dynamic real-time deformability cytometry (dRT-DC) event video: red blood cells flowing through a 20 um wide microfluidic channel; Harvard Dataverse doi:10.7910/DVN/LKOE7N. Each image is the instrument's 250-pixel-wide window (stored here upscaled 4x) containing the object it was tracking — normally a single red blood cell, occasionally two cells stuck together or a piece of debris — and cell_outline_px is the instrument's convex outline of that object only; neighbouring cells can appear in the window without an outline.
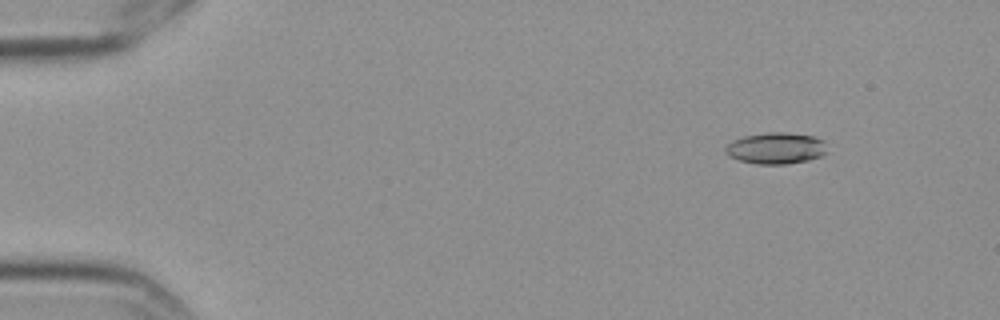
{"species": "Egyptian fruit bat (a non-hibernating species)", "species_latin": "Rousettus aegyptiacus", "temperature_condition": "cold", "stored_images_in_passage": 5, "camera_frame_rate_fps": 3000, "um_per_image_px": 0.085, "frame": {"image": 1, "passage_image": 2, "time_ms": 0.333, "image_size_px": [1000, 320], "cell_outline_px": [[828, 152], [820, 156], [808, 160], [784, 164], [756, 164], [740, 160], [728, 156], [724, 152], [724, 148], [732, 140], [744, 136], [768, 132], [784, 132], [812, 136], [824, 140]], "centroid_in_image_um": [65.94, 12.6], "position_along_channel_um": 19.1, "area_um2": 18.67}}
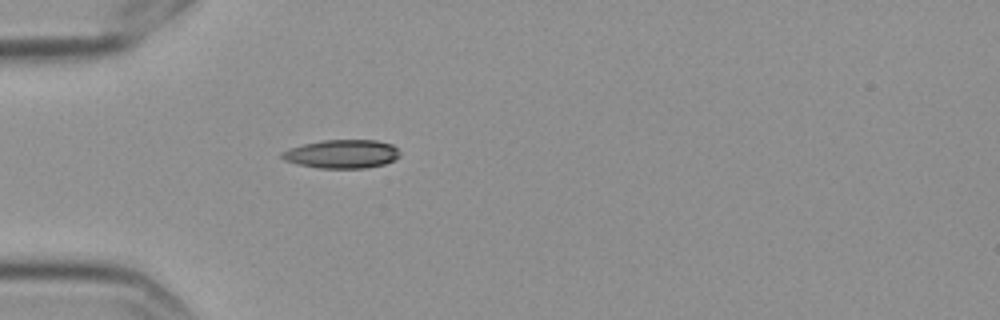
{"frame": {"image": 2, "passage_image": 5, "time_ms": 1.333, "image_size_px": [1000, 320], "cell_outline_px": [[400, 156], [384, 164], [364, 168], [316, 168], [296, 164], [284, 160], [280, 156], [280, 152], [288, 148], [304, 144], [324, 140], [376, 140], [392, 144], [400, 152]], "centroid_in_image_um": [29.02, 13.09], "position_along_channel_um": 56.0, "area_um2": 19.71}}